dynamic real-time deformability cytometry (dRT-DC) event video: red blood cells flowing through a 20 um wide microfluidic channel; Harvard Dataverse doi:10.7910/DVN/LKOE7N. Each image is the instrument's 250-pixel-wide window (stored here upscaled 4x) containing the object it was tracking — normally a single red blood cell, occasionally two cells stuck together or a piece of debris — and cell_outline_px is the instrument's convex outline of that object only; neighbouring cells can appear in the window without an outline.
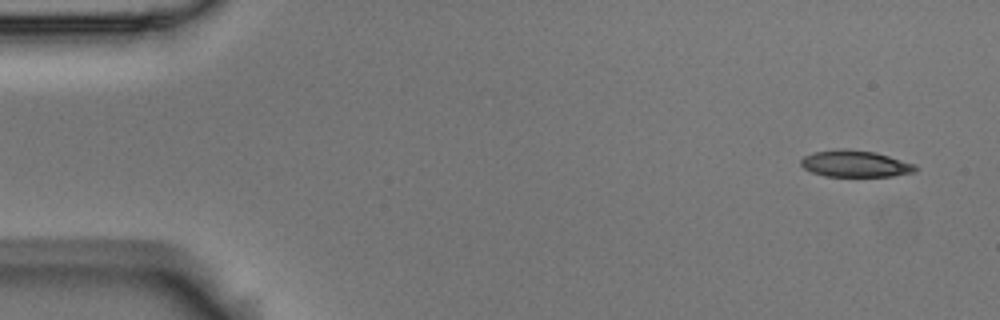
{"species": "Egyptian fruit bat (a non-hibernating species)", "species_latin": "Rousettus aegyptiacus", "temperature_condition": "room temperature", "stored_images_in_passage": 9, "camera_frame_rate_fps": 3000, "um_per_image_px": 0.085, "animal": {"sex": "male"}, "frame": {"image": 1, "passage_image": 1, "time_ms": 0.0, "image_size_px": [1000, 320], "cell_outline_px": [[916, 168], [912, 172], [892, 176], [824, 176], [812, 172], [804, 168], [800, 164], [800, 160], [804, 156], [816, 152], [840, 148], [844, 148], [876, 152], [916, 164]], "centroid_in_image_um": [72.67, 13.91], "position_along_channel_um": 12.3, "area_um2": 17.69}}
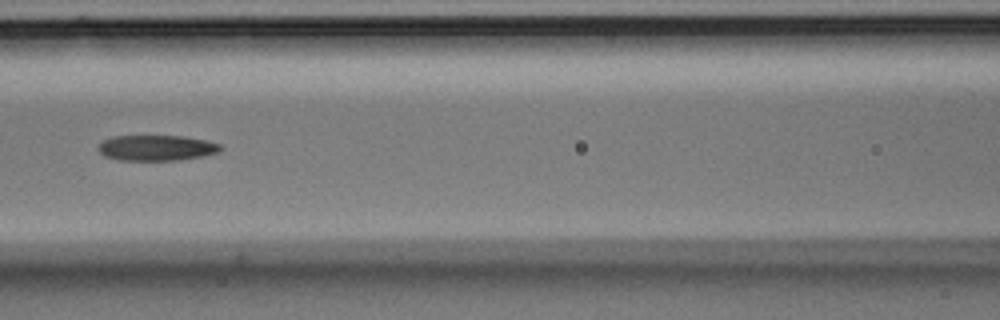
{"frame": {"image": 2, "passage_image": 7, "time_ms": 2.0, "image_size_px": [1000, 320], "cell_outline_px": [[224, 148], [216, 152], [204, 156], [176, 160], [120, 160], [104, 156], [96, 148], [104, 140], [112, 136], [184, 136], [204, 140], [220, 144]], "centroid_in_image_um": [13.29, 12.57], "position_along_channel_um": 153.3, "area_um2": 18.15}}
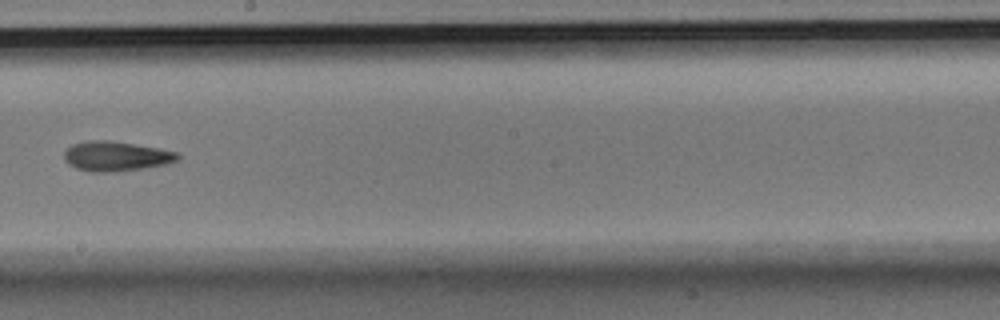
{"frame": {"image": 3, "passage_image": 9, "time_ms": 2.667, "image_size_px": [1000, 320], "cell_outline_px": [[180, 156], [176, 160], [164, 164], [144, 168], [116, 172], [88, 172], [76, 168], [68, 164], [64, 160], [64, 152], [72, 144], [88, 140], [112, 140], [160, 148], [180, 152]], "centroid_in_image_um": [9.85, 13.27], "position_along_channel_um": 238.4, "area_um2": 19.94}}